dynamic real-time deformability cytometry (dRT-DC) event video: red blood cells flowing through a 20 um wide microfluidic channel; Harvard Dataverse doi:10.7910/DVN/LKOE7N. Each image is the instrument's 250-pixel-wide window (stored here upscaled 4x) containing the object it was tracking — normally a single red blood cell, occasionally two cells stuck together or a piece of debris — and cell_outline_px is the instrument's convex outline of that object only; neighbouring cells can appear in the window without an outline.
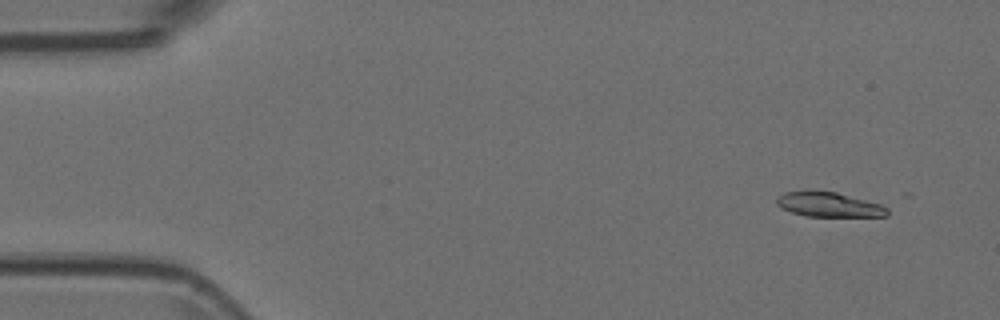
{"species": "Egyptian fruit bat (a non-hibernating species)", "species_latin": "Rousettus aegyptiacus", "temperature_condition": "room temperature", "stored_images_in_passage": 5, "camera_frame_rate_fps": 3000, "um_per_image_px": 0.085, "animal": {"sex": "female"}, "frame": {"image": 1, "passage_image": 2, "time_ms": 0.333, "image_size_px": [1000, 320], "cell_outline_px": [[888, 216], [804, 216], [780, 208], [776, 204], [776, 200], [784, 192], [812, 188], [836, 192], [880, 204], [888, 208]], "centroid_in_image_um": [70.39, 17.36], "position_along_channel_um": 14.6, "area_um2": 16.24}}
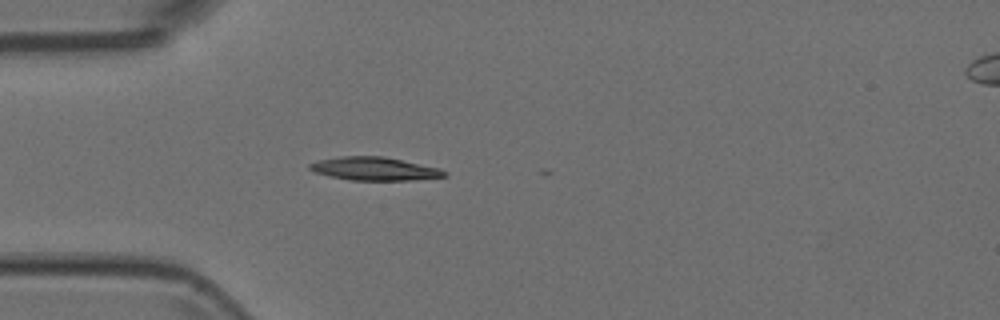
{"frame": {"image": 2, "passage_image": 5, "time_ms": 1.333, "image_size_px": [1000, 320], "cell_outline_px": [[448, 176], [412, 180], [352, 180], [332, 176], [316, 172], [308, 168], [308, 164], [316, 160], [340, 156], [384, 156], [440, 168], [448, 172]], "centroid_in_image_um": [31.85, 14.33], "position_along_channel_um": 53.1, "area_um2": 18.26}}